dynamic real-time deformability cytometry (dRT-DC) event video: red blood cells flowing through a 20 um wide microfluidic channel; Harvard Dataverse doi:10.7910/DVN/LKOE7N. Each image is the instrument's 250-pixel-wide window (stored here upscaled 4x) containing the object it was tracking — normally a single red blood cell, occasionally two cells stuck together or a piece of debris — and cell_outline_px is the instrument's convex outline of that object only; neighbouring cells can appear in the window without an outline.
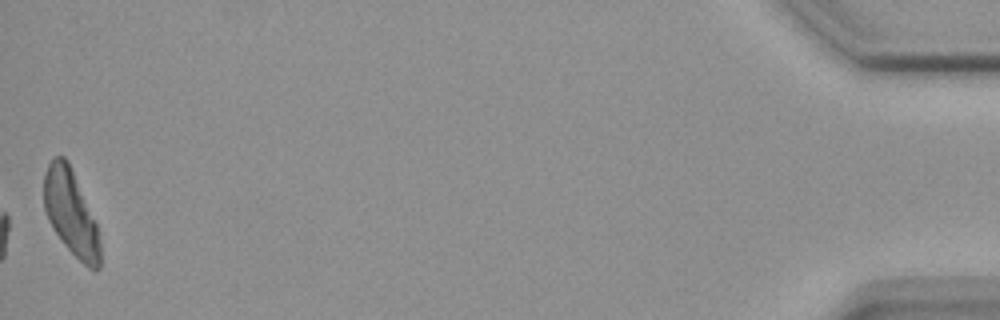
{"species": "common noctule bat (a hibernating species)", "species_latin": "Nyctalus noctula", "temperature_condition": "warm", "stored_images_in_passage": 43, "camera_frame_rate_fps": 3000, "um_per_image_px": 0.085, "animal": {"sex": "female", "body_mass_g": 18.4}, "frame": {"image": 1, "passage_image": 43, "time_ms": 14.0, "image_size_px": [1000, 320], "cell_outline_px": [[100, 268], [96, 272], [88, 268], [64, 244], [48, 220], [44, 208], [44, 172], [48, 164], [56, 156], [64, 156], [68, 160], [96, 224], [100, 244]], "centroid_in_image_um": [6.02, 18.09], "position_along_channel_um": 429.2, "area_um2": 27.51}, "authors_computed_cell_mechanics": {"area_um2": 18.0914, "velocity_mm_per_s": 3.6689, "shape_relaxation_time_tau1_ms": 4.6923, "shape_relaxation_time_tau2_ms": null, "deformation_change_tau1": 0.1887, "deformation_change_tau2": null}}